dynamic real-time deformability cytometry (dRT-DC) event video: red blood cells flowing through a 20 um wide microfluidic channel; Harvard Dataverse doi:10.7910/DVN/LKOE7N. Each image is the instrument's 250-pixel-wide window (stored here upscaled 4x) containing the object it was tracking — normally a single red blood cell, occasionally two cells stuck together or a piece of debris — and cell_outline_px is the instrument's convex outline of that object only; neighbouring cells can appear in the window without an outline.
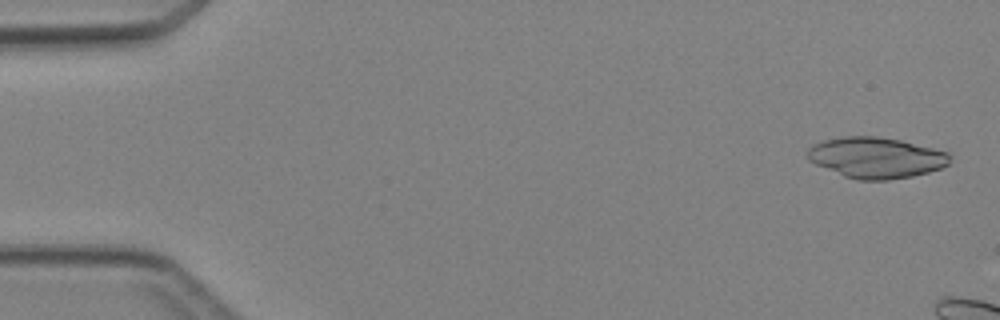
{"species": "Egyptian fruit bat (a non-hibernating species)", "species_latin": "Rousettus aegyptiacus", "temperature_condition": "cold", "stored_images_in_passage": 3, "camera_frame_rate_fps": 3000, "um_per_image_px": 0.085, "animal": {"sex": "female"}, "frame": {"image": 1, "passage_image": 1, "time_ms": 0.0, "image_size_px": [1000, 320], "cell_outline_px": [[952, 156], [948, 164], [940, 168], [928, 172], [912, 176], [888, 180], [856, 180], [844, 176], [816, 164], [808, 160], [808, 148], [812, 144], [824, 140], [844, 136], [876, 136], [900, 140], [948, 152]], "centroid_in_image_um": [74.46, 13.4], "position_along_channel_um": 10.5, "area_um2": 33.81}}